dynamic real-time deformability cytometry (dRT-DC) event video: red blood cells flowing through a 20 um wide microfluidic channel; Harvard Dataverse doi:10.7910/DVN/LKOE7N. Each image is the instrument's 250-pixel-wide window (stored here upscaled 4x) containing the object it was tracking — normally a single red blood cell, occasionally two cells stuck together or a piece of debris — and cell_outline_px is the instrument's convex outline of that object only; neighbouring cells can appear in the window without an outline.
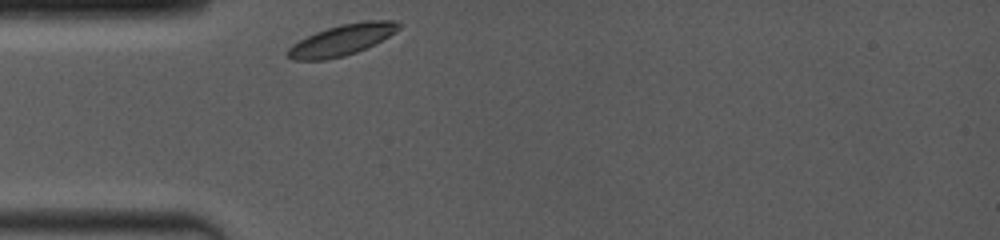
{"species": "common noctule bat (a hibernating species)", "species_latin": "Nyctalus noctula", "temperature_condition": "room temperature", "stored_images_in_passage": 37, "camera_frame_rate_fps": 4000, "um_per_image_px": 0.085, "animal": {"sex": "female", "body_mass_g": 19.0, "forearm_length_mm": 53.3}, "frame": {"image": 1, "passage_image": 1, "time_ms": 0.0, "image_size_px": [1000, 240], "cell_outline_px": [[400, 28], [388, 36], [356, 52], [344, 56], [324, 60], [292, 60], [288, 56], [288, 48], [292, 44], [316, 32], [340, 24], [368, 20], [396, 20], [400, 24]], "centroid_in_image_um": [29.05, 3.39], "position_along_channel_um": 56.0, "area_um2": 19.65}}
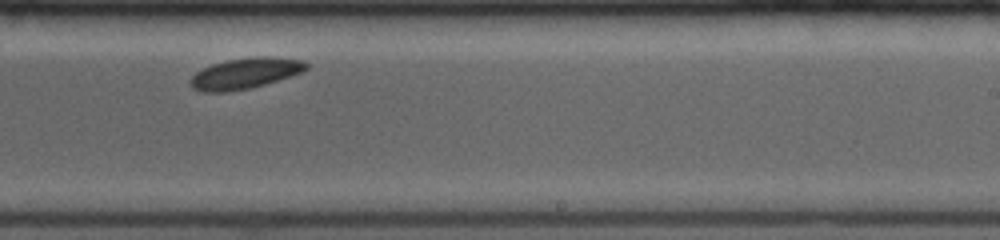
{"frame": {"image": 2, "passage_image": 23, "time_ms": 5.75, "image_size_px": [1000, 240], "cell_outline_px": [[308, 68], [304, 72], [264, 84], [248, 88], [224, 92], [204, 92], [192, 88], [188, 80], [196, 72], [212, 64], [228, 60], [256, 56], [272, 56], [304, 60], [308, 64]], "centroid_in_image_um": [20.86, 6.22], "position_along_channel_um": 268.1, "area_um2": 20.81}}
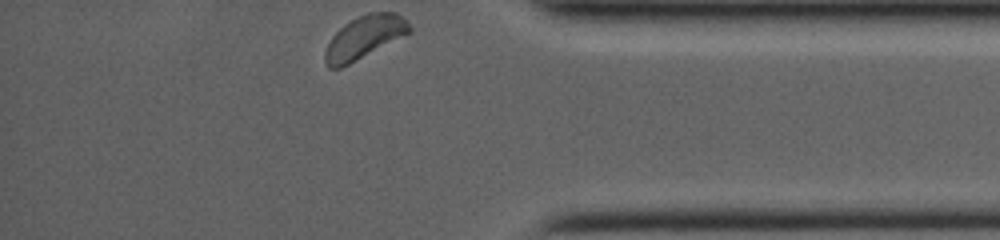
{"frame": {"image": 3, "passage_image": 37, "time_ms": 9.5, "image_size_px": [1000, 240], "cell_outline_px": [[412, 32], [340, 68], [328, 68], [324, 60], [324, 52], [332, 36], [344, 24], [368, 12], [396, 12], [412, 28]], "centroid_in_image_um": [30.96, 3.17], "position_along_channel_um": 404.2, "area_um2": 20.75}, "authors_computed_cell_mechanics": {"area_um2": 20.1144, "velocity_mm_per_s": 3.7949, "shape_relaxation_time_tau1_ms": 1.3277, "shape_relaxation_time_tau2_ms": 1.964, "deformation_change_tau1": 0.0644, "deformation_change_tau2": 0.0258}}